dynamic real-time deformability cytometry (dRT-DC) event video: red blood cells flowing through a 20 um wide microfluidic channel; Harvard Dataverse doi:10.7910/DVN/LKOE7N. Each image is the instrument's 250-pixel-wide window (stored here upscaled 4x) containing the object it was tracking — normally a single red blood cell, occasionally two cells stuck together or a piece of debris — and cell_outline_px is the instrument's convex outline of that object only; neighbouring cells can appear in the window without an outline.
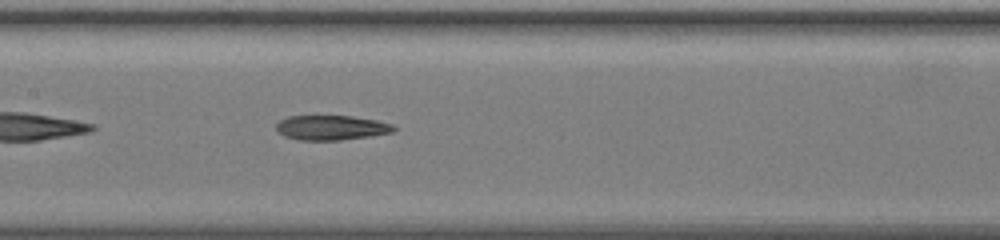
{"species": "common noctule bat (a hibernating species)", "species_latin": "Nyctalus noctula", "temperature_condition": "warm", "stored_images_in_passage": 43, "camera_frame_rate_fps": 3000, "um_per_image_px": 0.085, "animal": {"sex": "female", "body_mass_g": 19.5, "forearm_length_mm": 54.1}, "frame": {"image": 1, "passage_image": 13, "time_ms": 4.0, "image_size_px": [1000, 240], "cell_outline_px": [[396, 128], [392, 132], [368, 136], [340, 140], [296, 140], [284, 136], [276, 128], [276, 124], [280, 120], [288, 116], [352, 116], [376, 120], [392, 124]], "centroid_in_image_um": [28.13, 10.85], "position_along_channel_um": 179.3, "area_um2": 16.82}}
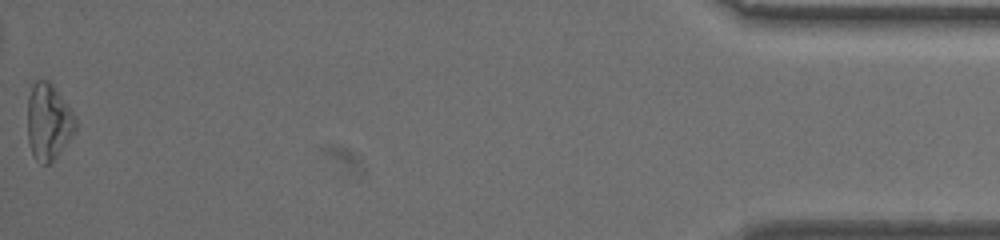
{"frame": {"image": 2, "passage_image": 43, "time_ms": 14.0, "image_size_px": [1000, 240], "cell_outline_px": [[76, 132], [56, 156], [48, 164], [40, 164], [36, 160], [32, 152], [28, 140], [28, 96], [32, 84], [36, 80], [48, 80], [56, 88], [72, 112], [76, 120]], "centroid_in_image_um": [4.11, 10.34], "position_along_channel_um": 431.1, "area_um2": 21.27}, "authors_computed_cell_mechanics": {"area_um2": 18.207, "velocity_mm_per_s": 3.3863, "shape_relaxation_time_tau1_ms": null, "shape_relaxation_time_tau2_ms": 4.4814, "deformation_change_tau1": null, "deformation_change_tau2": 0.1565}}